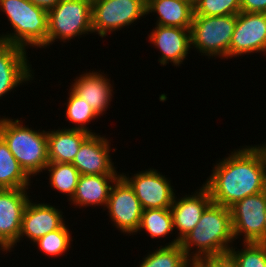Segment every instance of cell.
<instances>
[{
    "label": "cell",
    "instance_id": "27",
    "mask_svg": "<svg viewBox=\"0 0 266 267\" xmlns=\"http://www.w3.org/2000/svg\"><path fill=\"white\" fill-rule=\"evenodd\" d=\"M241 244L243 249L232 246L227 255L235 267H266V243L241 242Z\"/></svg>",
    "mask_w": 266,
    "mask_h": 267
},
{
    "label": "cell",
    "instance_id": "19",
    "mask_svg": "<svg viewBox=\"0 0 266 267\" xmlns=\"http://www.w3.org/2000/svg\"><path fill=\"white\" fill-rule=\"evenodd\" d=\"M119 176L80 175L75 193L69 201L75 208L101 206L106 209L109 192ZM103 205V206H102Z\"/></svg>",
    "mask_w": 266,
    "mask_h": 267
},
{
    "label": "cell",
    "instance_id": "37",
    "mask_svg": "<svg viewBox=\"0 0 266 267\" xmlns=\"http://www.w3.org/2000/svg\"><path fill=\"white\" fill-rule=\"evenodd\" d=\"M190 267H199L197 264H192Z\"/></svg>",
    "mask_w": 266,
    "mask_h": 267
},
{
    "label": "cell",
    "instance_id": "30",
    "mask_svg": "<svg viewBox=\"0 0 266 267\" xmlns=\"http://www.w3.org/2000/svg\"><path fill=\"white\" fill-rule=\"evenodd\" d=\"M241 12L266 13V0H241Z\"/></svg>",
    "mask_w": 266,
    "mask_h": 267
},
{
    "label": "cell",
    "instance_id": "24",
    "mask_svg": "<svg viewBox=\"0 0 266 267\" xmlns=\"http://www.w3.org/2000/svg\"><path fill=\"white\" fill-rule=\"evenodd\" d=\"M48 170V171H47ZM45 171L49 173V186L63 195H67L70 201L75 193L80 177L79 171L72 163H49Z\"/></svg>",
    "mask_w": 266,
    "mask_h": 267
},
{
    "label": "cell",
    "instance_id": "35",
    "mask_svg": "<svg viewBox=\"0 0 266 267\" xmlns=\"http://www.w3.org/2000/svg\"><path fill=\"white\" fill-rule=\"evenodd\" d=\"M263 192H264L265 195H266V176H265V179H264V190H263Z\"/></svg>",
    "mask_w": 266,
    "mask_h": 267
},
{
    "label": "cell",
    "instance_id": "25",
    "mask_svg": "<svg viewBox=\"0 0 266 267\" xmlns=\"http://www.w3.org/2000/svg\"><path fill=\"white\" fill-rule=\"evenodd\" d=\"M139 267H190L193 263L187 258L180 243L161 245L142 258Z\"/></svg>",
    "mask_w": 266,
    "mask_h": 267
},
{
    "label": "cell",
    "instance_id": "23",
    "mask_svg": "<svg viewBox=\"0 0 266 267\" xmlns=\"http://www.w3.org/2000/svg\"><path fill=\"white\" fill-rule=\"evenodd\" d=\"M145 231L152 239H160L173 233V217L170 209H144L135 234Z\"/></svg>",
    "mask_w": 266,
    "mask_h": 267
},
{
    "label": "cell",
    "instance_id": "21",
    "mask_svg": "<svg viewBox=\"0 0 266 267\" xmlns=\"http://www.w3.org/2000/svg\"><path fill=\"white\" fill-rule=\"evenodd\" d=\"M146 13H157L155 25L190 28L194 7L188 0H147Z\"/></svg>",
    "mask_w": 266,
    "mask_h": 267
},
{
    "label": "cell",
    "instance_id": "3",
    "mask_svg": "<svg viewBox=\"0 0 266 267\" xmlns=\"http://www.w3.org/2000/svg\"><path fill=\"white\" fill-rule=\"evenodd\" d=\"M8 117H0V136L30 177L43 173L49 164L47 131L29 128L22 120Z\"/></svg>",
    "mask_w": 266,
    "mask_h": 267
},
{
    "label": "cell",
    "instance_id": "18",
    "mask_svg": "<svg viewBox=\"0 0 266 267\" xmlns=\"http://www.w3.org/2000/svg\"><path fill=\"white\" fill-rule=\"evenodd\" d=\"M83 73L73 80L75 82L70 83V87L101 118L110 108L114 97L113 85L107 77L108 74H104L101 70L98 72L89 70Z\"/></svg>",
    "mask_w": 266,
    "mask_h": 267
},
{
    "label": "cell",
    "instance_id": "11",
    "mask_svg": "<svg viewBox=\"0 0 266 267\" xmlns=\"http://www.w3.org/2000/svg\"><path fill=\"white\" fill-rule=\"evenodd\" d=\"M28 189H0V253L17 246L24 210L31 197Z\"/></svg>",
    "mask_w": 266,
    "mask_h": 267
},
{
    "label": "cell",
    "instance_id": "4",
    "mask_svg": "<svg viewBox=\"0 0 266 267\" xmlns=\"http://www.w3.org/2000/svg\"><path fill=\"white\" fill-rule=\"evenodd\" d=\"M12 32L0 34V41L27 48L47 47L48 11L29 0H0ZM27 47V48H26Z\"/></svg>",
    "mask_w": 266,
    "mask_h": 267
},
{
    "label": "cell",
    "instance_id": "15",
    "mask_svg": "<svg viewBox=\"0 0 266 267\" xmlns=\"http://www.w3.org/2000/svg\"><path fill=\"white\" fill-rule=\"evenodd\" d=\"M26 51L20 46L0 41V99L35 78Z\"/></svg>",
    "mask_w": 266,
    "mask_h": 267
},
{
    "label": "cell",
    "instance_id": "36",
    "mask_svg": "<svg viewBox=\"0 0 266 267\" xmlns=\"http://www.w3.org/2000/svg\"><path fill=\"white\" fill-rule=\"evenodd\" d=\"M188 1L194 5L197 0H188Z\"/></svg>",
    "mask_w": 266,
    "mask_h": 267
},
{
    "label": "cell",
    "instance_id": "33",
    "mask_svg": "<svg viewBox=\"0 0 266 267\" xmlns=\"http://www.w3.org/2000/svg\"><path fill=\"white\" fill-rule=\"evenodd\" d=\"M259 146L263 149V151L266 155V142H264L263 144L261 143Z\"/></svg>",
    "mask_w": 266,
    "mask_h": 267
},
{
    "label": "cell",
    "instance_id": "1",
    "mask_svg": "<svg viewBox=\"0 0 266 267\" xmlns=\"http://www.w3.org/2000/svg\"><path fill=\"white\" fill-rule=\"evenodd\" d=\"M214 164L203 182L212 202L230 208L237 201L264 190L266 155L258 145L240 146Z\"/></svg>",
    "mask_w": 266,
    "mask_h": 267
},
{
    "label": "cell",
    "instance_id": "34",
    "mask_svg": "<svg viewBox=\"0 0 266 267\" xmlns=\"http://www.w3.org/2000/svg\"><path fill=\"white\" fill-rule=\"evenodd\" d=\"M264 243H266V217H265V224H264Z\"/></svg>",
    "mask_w": 266,
    "mask_h": 267
},
{
    "label": "cell",
    "instance_id": "28",
    "mask_svg": "<svg viewBox=\"0 0 266 267\" xmlns=\"http://www.w3.org/2000/svg\"><path fill=\"white\" fill-rule=\"evenodd\" d=\"M71 236L68 225L64 223L59 229L40 237L33 244L37 245V249L49 258H59L61 255L64 256L68 249L70 250L71 242H73Z\"/></svg>",
    "mask_w": 266,
    "mask_h": 267
},
{
    "label": "cell",
    "instance_id": "32",
    "mask_svg": "<svg viewBox=\"0 0 266 267\" xmlns=\"http://www.w3.org/2000/svg\"><path fill=\"white\" fill-rule=\"evenodd\" d=\"M34 5L43 8L46 11L51 10L60 0H29Z\"/></svg>",
    "mask_w": 266,
    "mask_h": 267
},
{
    "label": "cell",
    "instance_id": "10",
    "mask_svg": "<svg viewBox=\"0 0 266 267\" xmlns=\"http://www.w3.org/2000/svg\"><path fill=\"white\" fill-rule=\"evenodd\" d=\"M121 176L133 188L134 193L144 209H170L176 192L165 175L158 172L157 169L150 168L143 171H138L132 176L129 174L120 173ZM127 175V176H126Z\"/></svg>",
    "mask_w": 266,
    "mask_h": 267
},
{
    "label": "cell",
    "instance_id": "13",
    "mask_svg": "<svg viewBox=\"0 0 266 267\" xmlns=\"http://www.w3.org/2000/svg\"><path fill=\"white\" fill-rule=\"evenodd\" d=\"M105 135L90 134L81 144L72 164L80 175L120 176L111 157V142Z\"/></svg>",
    "mask_w": 266,
    "mask_h": 267
},
{
    "label": "cell",
    "instance_id": "5",
    "mask_svg": "<svg viewBox=\"0 0 266 267\" xmlns=\"http://www.w3.org/2000/svg\"><path fill=\"white\" fill-rule=\"evenodd\" d=\"M91 33V0H60L48 11L47 48L55 41L66 43Z\"/></svg>",
    "mask_w": 266,
    "mask_h": 267
},
{
    "label": "cell",
    "instance_id": "22",
    "mask_svg": "<svg viewBox=\"0 0 266 267\" xmlns=\"http://www.w3.org/2000/svg\"><path fill=\"white\" fill-rule=\"evenodd\" d=\"M31 177L20 166L0 136V189H31Z\"/></svg>",
    "mask_w": 266,
    "mask_h": 267
},
{
    "label": "cell",
    "instance_id": "7",
    "mask_svg": "<svg viewBox=\"0 0 266 267\" xmlns=\"http://www.w3.org/2000/svg\"><path fill=\"white\" fill-rule=\"evenodd\" d=\"M146 6L147 0H93V34L104 38L122 28H129L147 15Z\"/></svg>",
    "mask_w": 266,
    "mask_h": 267
},
{
    "label": "cell",
    "instance_id": "26",
    "mask_svg": "<svg viewBox=\"0 0 266 267\" xmlns=\"http://www.w3.org/2000/svg\"><path fill=\"white\" fill-rule=\"evenodd\" d=\"M68 100L65 109V118L72 123V128L69 129L81 130L89 134H96L90 129L88 124L99 119L98 115L91 109L89 104L86 103L81 97H79L71 88L68 91ZM87 125V126H86Z\"/></svg>",
    "mask_w": 266,
    "mask_h": 267
},
{
    "label": "cell",
    "instance_id": "14",
    "mask_svg": "<svg viewBox=\"0 0 266 267\" xmlns=\"http://www.w3.org/2000/svg\"><path fill=\"white\" fill-rule=\"evenodd\" d=\"M177 195L170 207L174 232L176 231L175 234L177 233V235L173 241L165 245L180 243V240L195 228L205 209L212 203L210 193L203 184L191 195L187 193L182 197L178 193Z\"/></svg>",
    "mask_w": 266,
    "mask_h": 267
},
{
    "label": "cell",
    "instance_id": "2",
    "mask_svg": "<svg viewBox=\"0 0 266 267\" xmlns=\"http://www.w3.org/2000/svg\"><path fill=\"white\" fill-rule=\"evenodd\" d=\"M234 240L230 208L212 202L195 228L180 240V245L187 258L196 264L227 257Z\"/></svg>",
    "mask_w": 266,
    "mask_h": 267
},
{
    "label": "cell",
    "instance_id": "20",
    "mask_svg": "<svg viewBox=\"0 0 266 267\" xmlns=\"http://www.w3.org/2000/svg\"><path fill=\"white\" fill-rule=\"evenodd\" d=\"M90 134L81 130L58 128L47 130L49 163H72L82 142Z\"/></svg>",
    "mask_w": 266,
    "mask_h": 267
},
{
    "label": "cell",
    "instance_id": "9",
    "mask_svg": "<svg viewBox=\"0 0 266 267\" xmlns=\"http://www.w3.org/2000/svg\"><path fill=\"white\" fill-rule=\"evenodd\" d=\"M114 228L121 233L135 235L140 225L143 208L133 188L120 175L113 183L106 209Z\"/></svg>",
    "mask_w": 266,
    "mask_h": 267
},
{
    "label": "cell",
    "instance_id": "12",
    "mask_svg": "<svg viewBox=\"0 0 266 267\" xmlns=\"http://www.w3.org/2000/svg\"><path fill=\"white\" fill-rule=\"evenodd\" d=\"M262 53L266 55V13L237 14L229 47V58Z\"/></svg>",
    "mask_w": 266,
    "mask_h": 267
},
{
    "label": "cell",
    "instance_id": "29",
    "mask_svg": "<svg viewBox=\"0 0 266 267\" xmlns=\"http://www.w3.org/2000/svg\"><path fill=\"white\" fill-rule=\"evenodd\" d=\"M193 7L194 15H237L241 12V0H197Z\"/></svg>",
    "mask_w": 266,
    "mask_h": 267
},
{
    "label": "cell",
    "instance_id": "17",
    "mask_svg": "<svg viewBox=\"0 0 266 267\" xmlns=\"http://www.w3.org/2000/svg\"><path fill=\"white\" fill-rule=\"evenodd\" d=\"M62 210L49 203H37L30 199L24 210L18 243L24 240L23 238H28L27 240L33 243L49 232L59 229L66 220Z\"/></svg>",
    "mask_w": 266,
    "mask_h": 267
},
{
    "label": "cell",
    "instance_id": "31",
    "mask_svg": "<svg viewBox=\"0 0 266 267\" xmlns=\"http://www.w3.org/2000/svg\"><path fill=\"white\" fill-rule=\"evenodd\" d=\"M199 267H235L227 257L221 259H207L196 263Z\"/></svg>",
    "mask_w": 266,
    "mask_h": 267
},
{
    "label": "cell",
    "instance_id": "8",
    "mask_svg": "<svg viewBox=\"0 0 266 267\" xmlns=\"http://www.w3.org/2000/svg\"><path fill=\"white\" fill-rule=\"evenodd\" d=\"M235 241L264 243L266 195L260 192L237 201L230 207ZM241 236H243L241 238Z\"/></svg>",
    "mask_w": 266,
    "mask_h": 267
},
{
    "label": "cell",
    "instance_id": "16",
    "mask_svg": "<svg viewBox=\"0 0 266 267\" xmlns=\"http://www.w3.org/2000/svg\"><path fill=\"white\" fill-rule=\"evenodd\" d=\"M148 39L160 51L161 56L157 61L162 66L170 62L177 68L184 64L183 61L191 52L190 28L155 25Z\"/></svg>",
    "mask_w": 266,
    "mask_h": 267
},
{
    "label": "cell",
    "instance_id": "6",
    "mask_svg": "<svg viewBox=\"0 0 266 267\" xmlns=\"http://www.w3.org/2000/svg\"><path fill=\"white\" fill-rule=\"evenodd\" d=\"M237 15H194L190 27L191 49L209 59H229V47Z\"/></svg>",
    "mask_w": 266,
    "mask_h": 267
}]
</instances>
